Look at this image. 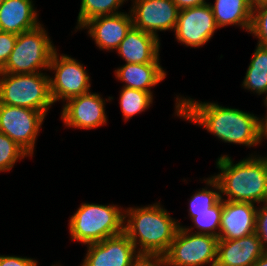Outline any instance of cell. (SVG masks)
<instances>
[{
  "instance_id": "obj_1",
  "label": "cell",
  "mask_w": 267,
  "mask_h": 266,
  "mask_svg": "<svg viewBox=\"0 0 267 266\" xmlns=\"http://www.w3.org/2000/svg\"><path fill=\"white\" fill-rule=\"evenodd\" d=\"M176 99L177 116L203 126L224 142L253 147L260 144L263 139L262 123L254 114L222 107L214 102L200 103L184 97Z\"/></svg>"
},
{
  "instance_id": "obj_2",
  "label": "cell",
  "mask_w": 267,
  "mask_h": 266,
  "mask_svg": "<svg viewBox=\"0 0 267 266\" xmlns=\"http://www.w3.org/2000/svg\"><path fill=\"white\" fill-rule=\"evenodd\" d=\"M160 205L124 209L123 233L138 253L165 255L174 240L180 222Z\"/></svg>"
},
{
  "instance_id": "obj_3",
  "label": "cell",
  "mask_w": 267,
  "mask_h": 266,
  "mask_svg": "<svg viewBox=\"0 0 267 266\" xmlns=\"http://www.w3.org/2000/svg\"><path fill=\"white\" fill-rule=\"evenodd\" d=\"M216 166L221 171L212 176L220 187L222 200L263 203L267 193V156H251L233 164L231 157H218ZM226 195L224 199L222 195Z\"/></svg>"
},
{
  "instance_id": "obj_4",
  "label": "cell",
  "mask_w": 267,
  "mask_h": 266,
  "mask_svg": "<svg viewBox=\"0 0 267 266\" xmlns=\"http://www.w3.org/2000/svg\"><path fill=\"white\" fill-rule=\"evenodd\" d=\"M117 205L83 203L69 221L71 239L98 243L123 233L124 211Z\"/></svg>"
},
{
  "instance_id": "obj_5",
  "label": "cell",
  "mask_w": 267,
  "mask_h": 266,
  "mask_svg": "<svg viewBox=\"0 0 267 266\" xmlns=\"http://www.w3.org/2000/svg\"><path fill=\"white\" fill-rule=\"evenodd\" d=\"M50 76L46 73H0V103L40 111L45 116L53 104Z\"/></svg>"
},
{
  "instance_id": "obj_6",
  "label": "cell",
  "mask_w": 267,
  "mask_h": 266,
  "mask_svg": "<svg viewBox=\"0 0 267 266\" xmlns=\"http://www.w3.org/2000/svg\"><path fill=\"white\" fill-rule=\"evenodd\" d=\"M43 25L17 34L14 48L0 73L30 74L49 69L56 50Z\"/></svg>"
},
{
  "instance_id": "obj_7",
  "label": "cell",
  "mask_w": 267,
  "mask_h": 266,
  "mask_svg": "<svg viewBox=\"0 0 267 266\" xmlns=\"http://www.w3.org/2000/svg\"><path fill=\"white\" fill-rule=\"evenodd\" d=\"M191 228L179 225V229L165 254L167 266L216 265L218 237L190 233ZM210 266V265H209Z\"/></svg>"
},
{
  "instance_id": "obj_8",
  "label": "cell",
  "mask_w": 267,
  "mask_h": 266,
  "mask_svg": "<svg viewBox=\"0 0 267 266\" xmlns=\"http://www.w3.org/2000/svg\"><path fill=\"white\" fill-rule=\"evenodd\" d=\"M57 50L52 54L49 69L55 77L49 78L50 96L53 104L59 100L65 102L90 91V77L85 66L68 55H60Z\"/></svg>"
},
{
  "instance_id": "obj_9",
  "label": "cell",
  "mask_w": 267,
  "mask_h": 266,
  "mask_svg": "<svg viewBox=\"0 0 267 266\" xmlns=\"http://www.w3.org/2000/svg\"><path fill=\"white\" fill-rule=\"evenodd\" d=\"M45 115L36 110L0 103V132L12 139L30 157Z\"/></svg>"
},
{
  "instance_id": "obj_10",
  "label": "cell",
  "mask_w": 267,
  "mask_h": 266,
  "mask_svg": "<svg viewBox=\"0 0 267 266\" xmlns=\"http://www.w3.org/2000/svg\"><path fill=\"white\" fill-rule=\"evenodd\" d=\"M218 29L209 3L179 11L175 27L178 42L193 48L208 42Z\"/></svg>"
},
{
  "instance_id": "obj_11",
  "label": "cell",
  "mask_w": 267,
  "mask_h": 266,
  "mask_svg": "<svg viewBox=\"0 0 267 266\" xmlns=\"http://www.w3.org/2000/svg\"><path fill=\"white\" fill-rule=\"evenodd\" d=\"M133 27L158 37V31L175 30L179 9L172 0H133Z\"/></svg>"
},
{
  "instance_id": "obj_12",
  "label": "cell",
  "mask_w": 267,
  "mask_h": 266,
  "mask_svg": "<svg viewBox=\"0 0 267 266\" xmlns=\"http://www.w3.org/2000/svg\"><path fill=\"white\" fill-rule=\"evenodd\" d=\"M105 100L98 93L90 91L66 101L61 113L63 123L68 127L94 129L107 122Z\"/></svg>"
},
{
  "instance_id": "obj_13",
  "label": "cell",
  "mask_w": 267,
  "mask_h": 266,
  "mask_svg": "<svg viewBox=\"0 0 267 266\" xmlns=\"http://www.w3.org/2000/svg\"><path fill=\"white\" fill-rule=\"evenodd\" d=\"M87 249L81 266H129L138 254L124 233L88 244Z\"/></svg>"
},
{
  "instance_id": "obj_14",
  "label": "cell",
  "mask_w": 267,
  "mask_h": 266,
  "mask_svg": "<svg viewBox=\"0 0 267 266\" xmlns=\"http://www.w3.org/2000/svg\"><path fill=\"white\" fill-rule=\"evenodd\" d=\"M132 27L131 13L122 12L88 20L80 29H88V34L100 49L117 50Z\"/></svg>"
},
{
  "instance_id": "obj_15",
  "label": "cell",
  "mask_w": 267,
  "mask_h": 266,
  "mask_svg": "<svg viewBox=\"0 0 267 266\" xmlns=\"http://www.w3.org/2000/svg\"><path fill=\"white\" fill-rule=\"evenodd\" d=\"M256 213L253 203L223 200L218 239L233 240L254 233Z\"/></svg>"
},
{
  "instance_id": "obj_16",
  "label": "cell",
  "mask_w": 267,
  "mask_h": 266,
  "mask_svg": "<svg viewBox=\"0 0 267 266\" xmlns=\"http://www.w3.org/2000/svg\"><path fill=\"white\" fill-rule=\"evenodd\" d=\"M265 253L254 232L233 240H218L215 266H252Z\"/></svg>"
},
{
  "instance_id": "obj_17",
  "label": "cell",
  "mask_w": 267,
  "mask_h": 266,
  "mask_svg": "<svg viewBox=\"0 0 267 266\" xmlns=\"http://www.w3.org/2000/svg\"><path fill=\"white\" fill-rule=\"evenodd\" d=\"M159 37L132 27L120 42L118 54L126 63H159Z\"/></svg>"
},
{
  "instance_id": "obj_18",
  "label": "cell",
  "mask_w": 267,
  "mask_h": 266,
  "mask_svg": "<svg viewBox=\"0 0 267 266\" xmlns=\"http://www.w3.org/2000/svg\"><path fill=\"white\" fill-rule=\"evenodd\" d=\"M34 8L32 0H5L0 5V31L20 34L37 27Z\"/></svg>"
},
{
  "instance_id": "obj_19",
  "label": "cell",
  "mask_w": 267,
  "mask_h": 266,
  "mask_svg": "<svg viewBox=\"0 0 267 266\" xmlns=\"http://www.w3.org/2000/svg\"><path fill=\"white\" fill-rule=\"evenodd\" d=\"M115 76L125 83L123 87L153 93L151 88L165 79L166 72L160 63H126L115 70Z\"/></svg>"
},
{
  "instance_id": "obj_20",
  "label": "cell",
  "mask_w": 267,
  "mask_h": 266,
  "mask_svg": "<svg viewBox=\"0 0 267 266\" xmlns=\"http://www.w3.org/2000/svg\"><path fill=\"white\" fill-rule=\"evenodd\" d=\"M210 7L218 28L238 25L249 33L253 12L251 0H215Z\"/></svg>"
},
{
  "instance_id": "obj_21",
  "label": "cell",
  "mask_w": 267,
  "mask_h": 266,
  "mask_svg": "<svg viewBox=\"0 0 267 266\" xmlns=\"http://www.w3.org/2000/svg\"><path fill=\"white\" fill-rule=\"evenodd\" d=\"M242 86L258 95L267 93V46L257 44Z\"/></svg>"
},
{
  "instance_id": "obj_22",
  "label": "cell",
  "mask_w": 267,
  "mask_h": 266,
  "mask_svg": "<svg viewBox=\"0 0 267 266\" xmlns=\"http://www.w3.org/2000/svg\"><path fill=\"white\" fill-rule=\"evenodd\" d=\"M122 116L124 120L132 118L150 107L153 102V94L150 92L123 87L119 98Z\"/></svg>"
},
{
  "instance_id": "obj_23",
  "label": "cell",
  "mask_w": 267,
  "mask_h": 266,
  "mask_svg": "<svg viewBox=\"0 0 267 266\" xmlns=\"http://www.w3.org/2000/svg\"><path fill=\"white\" fill-rule=\"evenodd\" d=\"M126 1L128 0H81L76 28L80 29L85 22L96 17L122 13L117 10Z\"/></svg>"
},
{
  "instance_id": "obj_24",
  "label": "cell",
  "mask_w": 267,
  "mask_h": 266,
  "mask_svg": "<svg viewBox=\"0 0 267 266\" xmlns=\"http://www.w3.org/2000/svg\"><path fill=\"white\" fill-rule=\"evenodd\" d=\"M206 184L213 189L202 188L199 191L191 196L189 202V216L192 219L195 217V213H203V212H210V208H212L220 199V187L217 181L211 176L207 178ZM216 189V190H215Z\"/></svg>"
},
{
  "instance_id": "obj_25",
  "label": "cell",
  "mask_w": 267,
  "mask_h": 266,
  "mask_svg": "<svg viewBox=\"0 0 267 266\" xmlns=\"http://www.w3.org/2000/svg\"><path fill=\"white\" fill-rule=\"evenodd\" d=\"M222 211L223 200L220 199L212 208H210V212L195 213V217L191 220L194 222L196 228L199 229L196 233L219 237Z\"/></svg>"
},
{
  "instance_id": "obj_26",
  "label": "cell",
  "mask_w": 267,
  "mask_h": 266,
  "mask_svg": "<svg viewBox=\"0 0 267 266\" xmlns=\"http://www.w3.org/2000/svg\"><path fill=\"white\" fill-rule=\"evenodd\" d=\"M29 156L12 139L0 132V172L9 171L18 159Z\"/></svg>"
},
{
  "instance_id": "obj_27",
  "label": "cell",
  "mask_w": 267,
  "mask_h": 266,
  "mask_svg": "<svg viewBox=\"0 0 267 266\" xmlns=\"http://www.w3.org/2000/svg\"><path fill=\"white\" fill-rule=\"evenodd\" d=\"M249 33L258 38L257 44L267 46V1L253 5Z\"/></svg>"
},
{
  "instance_id": "obj_28",
  "label": "cell",
  "mask_w": 267,
  "mask_h": 266,
  "mask_svg": "<svg viewBox=\"0 0 267 266\" xmlns=\"http://www.w3.org/2000/svg\"><path fill=\"white\" fill-rule=\"evenodd\" d=\"M17 34L0 31V71L4 68L14 48Z\"/></svg>"
},
{
  "instance_id": "obj_29",
  "label": "cell",
  "mask_w": 267,
  "mask_h": 266,
  "mask_svg": "<svg viewBox=\"0 0 267 266\" xmlns=\"http://www.w3.org/2000/svg\"><path fill=\"white\" fill-rule=\"evenodd\" d=\"M255 233L259 237L264 251L267 252V207L264 204L257 209Z\"/></svg>"
},
{
  "instance_id": "obj_30",
  "label": "cell",
  "mask_w": 267,
  "mask_h": 266,
  "mask_svg": "<svg viewBox=\"0 0 267 266\" xmlns=\"http://www.w3.org/2000/svg\"><path fill=\"white\" fill-rule=\"evenodd\" d=\"M129 266H167L165 255L138 253Z\"/></svg>"
},
{
  "instance_id": "obj_31",
  "label": "cell",
  "mask_w": 267,
  "mask_h": 266,
  "mask_svg": "<svg viewBox=\"0 0 267 266\" xmlns=\"http://www.w3.org/2000/svg\"><path fill=\"white\" fill-rule=\"evenodd\" d=\"M37 263L32 258L0 255V266H37Z\"/></svg>"
},
{
  "instance_id": "obj_32",
  "label": "cell",
  "mask_w": 267,
  "mask_h": 266,
  "mask_svg": "<svg viewBox=\"0 0 267 266\" xmlns=\"http://www.w3.org/2000/svg\"><path fill=\"white\" fill-rule=\"evenodd\" d=\"M179 10L206 4L205 0H172Z\"/></svg>"
},
{
  "instance_id": "obj_33",
  "label": "cell",
  "mask_w": 267,
  "mask_h": 266,
  "mask_svg": "<svg viewBox=\"0 0 267 266\" xmlns=\"http://www.w3.org/2000/svg\"><path fill=\"white\" fill-rule=\"evenodd\" d=\"M252 266H267V252H265Z\"/></svg>"
},
{
  "instance_id": "obj_34",
  "label": "cell",
  "mask_w": 267,
  "mask_h": 266,
  "mask_svg": "<svg viewBox=\"0 0 267 266\" xmlns=\"http://www.w3.org/2000/svg\"><path fill=\"white\" fill-rule=\"evenodd\" d=\"M267 138V119L262 123V138Z\"/></svg>"
},
{
  "instance_id": "obj_35",
  "label": "cell",
  "mask_w": 267,
  "mask_h": 266,
  "mask_svg": "<svg viewBox=\"0 0 267 266\" xmlns=\"http://www.w3.org/2000/svg\"><path fill=\"white\" fill-rule=\"evenodd\" d=\"M266 94H267V93H266ZM264 105L267 107V95H266V97H265V99H264ZM266 119H267V115H266V117H264V118H260L261 123H263Z\"/></svg>"
},
{
  "instance_id": "obj_36",
  "label": "cell",
  "mask_w": 267,
  "mask_h": 266,
  "mask_svg": "<svg viewBox=\"0 0 267 266\" xmlns=\"http://www.w3.org/2000/svg\"><path fill=\"white\" fill-rule=\"evenodd\" d=\"M264 1H267V0H251L253 5H256V4L264 2Z\"/></svg>"
},
{
  "instance_id": "obj_37",
  "label": "cell",
  "mask_w": 267,
  "mask_h": 266,
  "mask_svg": "<svg viewBox=\"0 0 267 266\" xmlns=\"http://www.w3.org/2000/svg\"><path fill=\"white\" fill-rule=\"evenodd\" d=\"M263 204L267 207V193H266V197H265Z\"/></svg>"
}]
</instances>
